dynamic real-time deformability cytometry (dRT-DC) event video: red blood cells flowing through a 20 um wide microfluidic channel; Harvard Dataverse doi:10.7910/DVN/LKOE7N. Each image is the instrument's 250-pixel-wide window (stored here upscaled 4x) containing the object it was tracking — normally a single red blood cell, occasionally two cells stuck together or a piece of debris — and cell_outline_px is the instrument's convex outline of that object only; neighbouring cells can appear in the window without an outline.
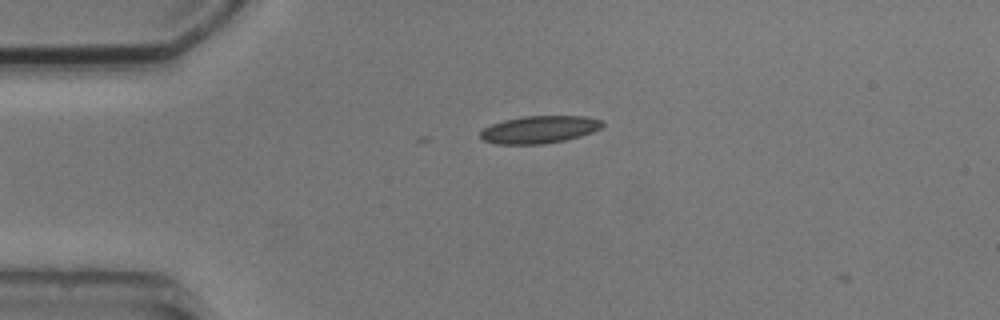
{"species": "common noctule bat (a hibernating species)", "species_latin": "Nyctalus noctula", "temperature_condition": "cold", "stored_images_in_passage": 2, "camera_frame_rate_fps": 3000, "um_per_image_px": 0.085, "animal": {"sex": "male", "body_mass_g": 20.5, "forearm_length_mm": 52.5}, "frame": {"image": 1, "passage_image": 1, "time_ms": 0.0, "image_size_px": [1000, 320], "cell_outline_px": [[604, 124], [600, 128], [592, 132], [580, 136], [564, 140], [544, 144], [496, 144], [484, 140], [480, 136], [480, 132], [484, 128], [492, 124], [504, 120], [524, 116], [584, 116], [604, 120]], "centroid_in_image_um": [45.86, 11.01], "position_along_channel_um": 39.1, "area_um2": 19.48}}